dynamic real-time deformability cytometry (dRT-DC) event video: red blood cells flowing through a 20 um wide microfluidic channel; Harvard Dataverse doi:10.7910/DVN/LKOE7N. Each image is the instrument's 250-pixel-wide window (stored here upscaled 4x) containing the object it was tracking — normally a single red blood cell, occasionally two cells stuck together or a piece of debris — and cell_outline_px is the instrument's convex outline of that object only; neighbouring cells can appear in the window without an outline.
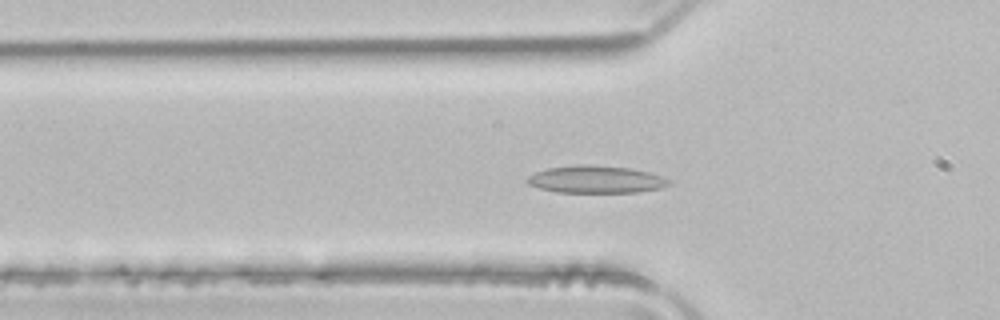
{"species": "common noctule bat (a hibernating species)", "species_latin": "Nyctalus noctula", "temperature_condition": "room temperature", "stored_images_in_passage": 50, "camera_frame_rate_fps": 3000, "um_per_image_px": 0.085, "animal": {"sex": "male", "body_mass_g": 21.5, "forearm_length_mm": 52.0}, "frame": {"image": 1, "passage_image": 16, "time_ms": 5.0, "image_size_px": [1000, 320], "cell_outline_px": [[672, 184], [664, 188], [640, 192], [556, 192], [540, 188], [528, 184], [524, 180], [528, 176], [536, 172], [548, 168], [580, 164], [588, 164], [632, 168], [648, 172], [660, 176], [668, 180]], "centroid_in_image_um": [50.66, 15.25], "position_along_channel_um": 75.1, "area_um2": 22.72}}
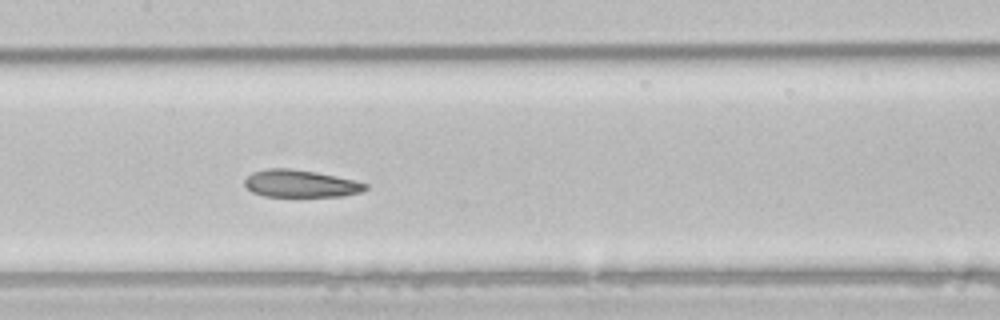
{"frame": {"image": 2, "passage_image": 24, "time_ms": 7.667, "image_size_px": [1000, 320], "cell_outline_px": [[368, 188], [360, 192], [344, 196], [264, 196], [252, 192], [244, 184], [244, 180], [252, 172], [264, 168], [292, 168], [316, 172], [352, 180], [368, 184]], "centroid_in_image_um": [25.51, 15.6], "position_along_channel_um": 181.9, "area_um2": 19.19}}
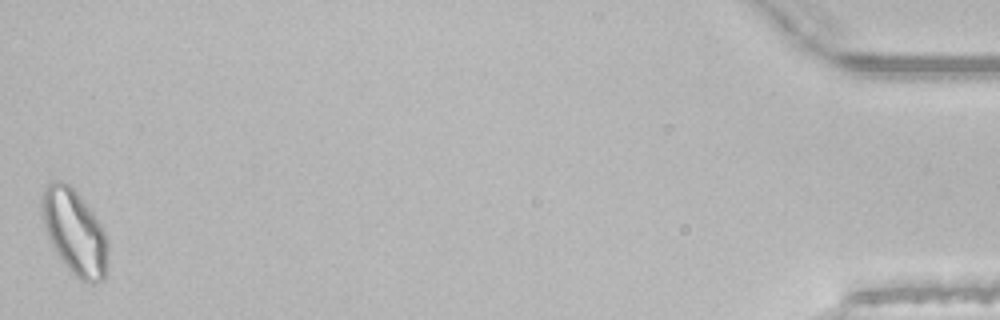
{"frame": {"image": 3, "passage_image": 50, "time_ms": 16.333, "image_size_px": [1000, 320], "cell_outline_px": [[108, 272], [104, 280], [96, 284], [88, 284], [80, 280], [68, 268], [56, 252], [48, 236], [44, 224], [40, 204], [44, 188], [48, 184], [60, 180], [68, 184], [76, 192], [92, 212], [100, 224], [108, 240]], "centroid_in_image_um": [6.38, 19.79], "position_along_channel_um": 428.8, "area_um2": 32.66}, "authors_computed_cell_mechanics": {"area_um2": 22.5131, "velocity_mm_per_s": 3.9714, "shape_relaxation_time_tau1_ms": 7.8166, "shape_relaxation_time_tau2_ms": 3.5074, "deformation_change_tau1": 0.1664, "deformation_change_tau2": 0.0858}}